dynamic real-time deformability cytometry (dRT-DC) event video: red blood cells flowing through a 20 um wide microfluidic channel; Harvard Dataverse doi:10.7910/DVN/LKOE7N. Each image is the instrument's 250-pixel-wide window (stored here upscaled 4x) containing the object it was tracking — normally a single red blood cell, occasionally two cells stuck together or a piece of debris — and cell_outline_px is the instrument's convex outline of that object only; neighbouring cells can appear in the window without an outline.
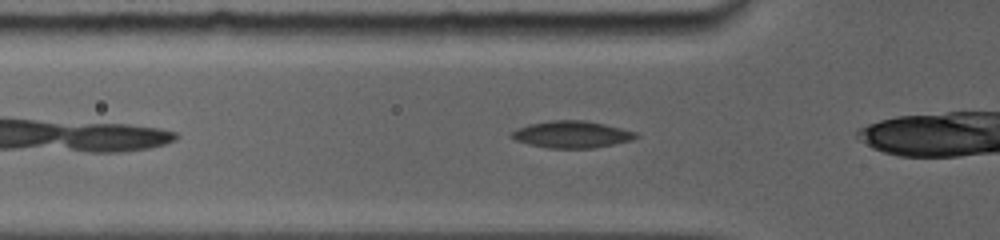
{"species": "common noctule bat (a hibernating species)", "species_latin": "Nyctalus noctula", "temperature_condition": "room temperature", "stored_images_in_passage": 32, "camera_frame_rate_fps": 5000, "um_per_image_px": 0.085, "animal": {"sex": "female", "body_mass_g": 19.0, "forearm_length_mm": 56.7}, "frame": {"image": 1, "passage_image": 5, "time_ms": 1.2, "image_size_px": [1000, 240], "cell_outline_px": [[640, 136], [632, 140], [592, 148], [548, 148], [528, 144], [516, 140], [508, 136], [516, 128], [528, 124], [548, 120], [584, 120], [604, 124], [636, 132]], "centroid_in_image_um": [48.56, 11.42], "position_along_channel_um": 77.2, "area_um2": 19.54}}
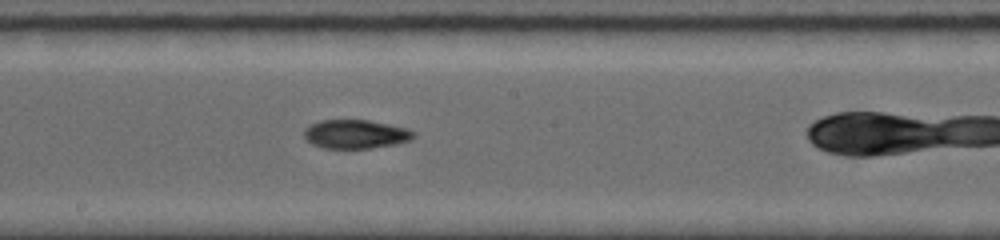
{"frame": {"image": 2, "passage_image": 15, "time_ms": 4.8, "image_size_px": [1000, 240], "cell_outline_px": [[416, 136], [412, 140], [396, 144], [372, 148], [324, 148], [312, 144], [304, 136], [304, 132], [312, 124], [320, 120], [368, 120], [408, 128], [416, 132]], "centroid_in_image_um": [30.3, 11.4], "position_along_channel_um": 217.9, "area_um2": 18.38}}
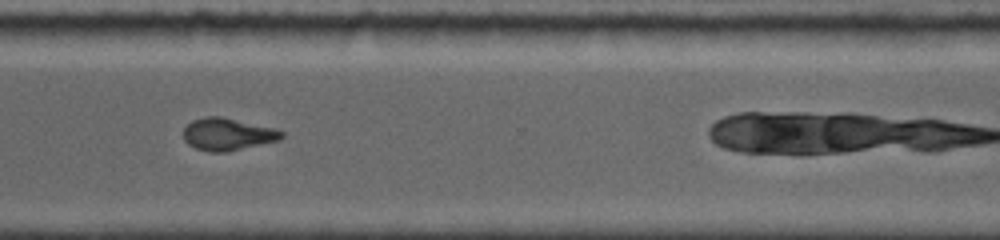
{"frame": {"image": 3, "passage_image": 25, "time_ms": 8.2, "image_size_px": [1000, 240], "cell_outline_px": [[284, 136], [280, 140], [224, 152], [208, 152], [196, 148], [188, 144], [184, 140], [184, 128], [192, 120], [208, 116], [220, 116], [276, 128], [284, 132]], "centroid_in_image_um": [19.36, 11.4], "position_along_channel_um": 351.2, "area_um2": 18.44}}